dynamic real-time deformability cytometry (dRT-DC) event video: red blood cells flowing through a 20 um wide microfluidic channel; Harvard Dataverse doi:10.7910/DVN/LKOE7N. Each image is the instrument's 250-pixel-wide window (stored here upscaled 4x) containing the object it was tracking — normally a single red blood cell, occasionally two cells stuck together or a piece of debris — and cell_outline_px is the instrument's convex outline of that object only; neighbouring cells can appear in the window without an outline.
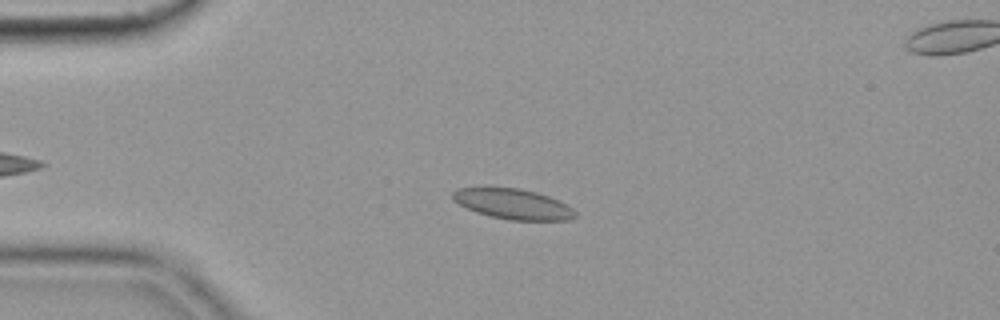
{"species": "common noctule bat (a hibernating species)", "species_latin": "Nyctalus noctula", "temperature_condition": "cold", "stored_images_in_passage": 50, "camera_frame_rate_fps": 3000, "um_per_image_px": 0.085, "animal": {"sex": "female", "body_mass_g": 19.9}, "frame": {"image": 1, "passage_image": 13, "time_ms": 4.0, "image_size_px": [1000, 320], "cell_outline_px": [[576, 216], [572, 220], [508, 220], [488, 216], [476, 212], [452, 200], [452, 192], [456, 188], [520, 188], [536, 192], [548, 196], [572, 208], [576, 212]], "centroid_in_image_um": [43.59, 17.35], "position_along_channel_um": 41.4, "area_um2": 21.5}}
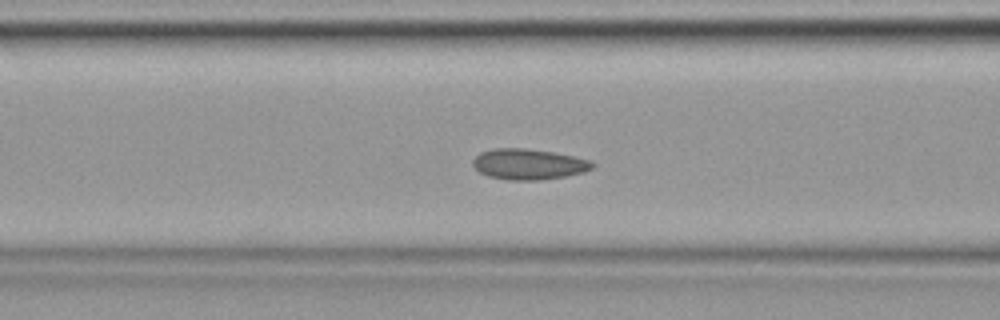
{"frame": {"image": 2, "passage_image": 22, "time_ms": 7.0, "image_size_px": [1000, 320], "cell_outline_px": [[596, 164], [592, 168], [584, 172], [568, 176], [540, 180], [508, 180], [488, 176], [480, 172], [472, 164], [472, 160], [480, 152], [492, 148], [524, 148], [552, 152], [592, 160]], "centroid_in_image_um": [44.94, 13.96], "position_along_channel_um": 121.7, "area_um2": 21.5}}
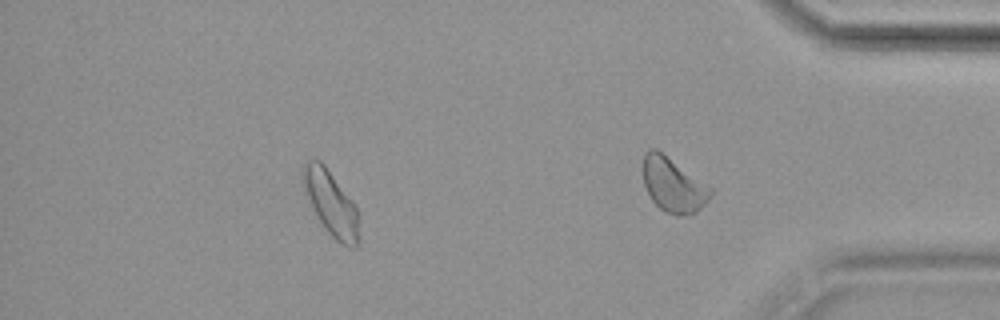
{"frame": {"image": 3, "passage_image": 44, "time_ms": 14.333, "image_size_px": [1000, 320], "cell_outline_px": [[360, 244], [356, 248], [348, 248], [336, 240], [324, 228], [316, 216], [300, 184], [300, 168], [308, 160], [320, 160], [324, 164], [356, 204], [360, 240]], "centroid_in_image_um": [28.11, 17.27], "position_along_channel_um": 407.1, "area_um2": 21.85}, "authors_computed_cell_mechanics": {"area_um2": 21.7328, "velocity_mm_per_s": 3.5621, "shape_relaxation_time_tau1_ms": null, "shape_relaxation_time_tau2_ms": 1.7045, "deformation_change_tau1": null, "deformation_change_tau2": 0.0695}}